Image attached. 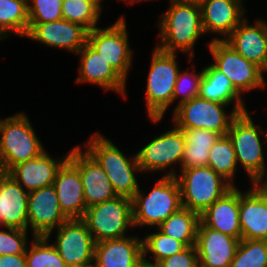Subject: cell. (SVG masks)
<instances>
[{
  "instance_id": "6da1fadb",
  "label": "cell",
  "mask_w": 267,
  "mask_h": 267,
  "mask_svg": "<svg viewBox=\"0 0 267 267\" xmlns=\"http://www.w3.org/2000/svg\"><path fill=\"white\" fill-rule=\"evenodd\" d=\"M168 7L158 18L156 47L169 53L179 52L189 61L195 57V46L206 37L199 6L169 0ZM202 36V37H201Z\"/></svg>"
},
{
  "instance_id": "7a4b0ae2",
  "label": "cell",
  "mask_w": 267,
  "mask_h": 267,
  "mask_svg": "<svg viewBox=\"0 0 267 267\" xmlns=\"http://www.w3.org/2000/svg\"><path fill=\"white\" fill-rule=\"evenodd\" d=\"M103 168L117 196L132 199L140 188L138 177L142 171L139 167L137 154L124 153L101 131L90 133L89 138L80 144ZM117 145V146H116Z\"/></svg>"
},
{
  "instance_id": "3957f363",
  "label": "cell",
  "mask_w": 267,
  "mask_h": 267,
  "mask_svg": "<svg viewBox=\"0 0 267 267\" xmlns=\"http://www.w3.org/2000/svg\"><path fill=\"white\" fill-rule=\"evenodd\" d=\"M151 52L143 103L147 111V120L155 126L161 124L163 119L165 121L167 111L172 108L175 83L181 70L178 59L181 57H177L178 53L165 52L156 46Z\"/></svg>"
},
{
  "instance_id": "277c9868",
  "label": "cell",
  "mask_w": 267,
  "mask_h": 267,
  "mask_svg": "<svg viewBox=\"0 0 267 267\" xmlns=\"http://www.w3.org/2000/svg\"><path fill=\"white\" fill-rule=\"evenodd\" d=\"M142 187L132 198L135 231L157 228L182 207L180 187L175 177H157L152 187L150 186L151 190Z\"/></svg>"
},
{
  "instance_id": "5b68a950",
  "label": "cell",
  "mask_w": 267,
  "mask_h": 267,
  "mask_svg": "<svg viewBox=\"0 0 267 267\" xmlns=\"http://www.w3.org/2000/svg\"><path fill=\"white\" fill-rule=\"evenodd\" d=\"M253 114V116L251 115ZM240 113L233 121L227 132L236 153L239 170L251 183L267 167V131L262 124L255 123V110ZM242 170H241V169Z\"/></svg>"
},
{
  "instance_id": "8992f818",
  "label": "cell",
  "mask_w": 267,
  "mask_h": 267,
  "mask_svg": "<svg viewBox=\"0 0 267 267\" xmlns=\"http://www.w3.org/2000/svg\"><path fill=\"white\" fill-rule=\"evenodd\" d=\"M33 126L26 111L0 117V169L8 173L46 150Z\"/></svg>"
},
{
  "instance_id": "52a82bcc",
  "label": "cell",
  "mask_w": 267,
  "mask_h": 267,
  "mask_svg": "<svg viewBox=\"0 0 267 267\" xmlns=\"http://www.w3.org/2000/svg\"><path fill=\"white\" fill-rule=\"evenodd\" d=\"M169 128V129H168ZM162 133L140 145L137 160L142 174L159 173L162 177H175L180 171L186 140L183 131L173 123Z\"/></svg>"
},
{
  "instance_id": "ba28073f",
  "label": "cell",
  "mask_w": 267,
  "mask_h": 267,
  "mask_svg": "<svg viewBox=\"0 0 267 267\" xmlns=\"http://www.w3.org/2000/svg\"><path fill=\"white\" fill-rule=\"evenodd\" d=\"M175 179L180 187L182 207L199 215L233 188L208 166L182 169Z\"/></svg>"
},
{
  "instance_id": "9c48e42d",
  "label": "cell",
  "mask_w": 267,
  "mask_h": 267,
  "mask_svg": "<svg viewBox=\"0 0 267 267\" xmlns=\"http://www.w3.org/2000/svg\"><path fill=\"white\" fill-rule=\"evenodd\" d=\"M82 220L96 243L131 235L129 233L135 231L132 199L116 196L111 200L90 206L86 208Z\"/></svg>"
},
{
  "instance_id": "30bf717a",
  "label": "cell",
  "mask_w": 267,
  "mask_h": 267,
  "mask_svg": "<svg viewBox=\"0 0 267 267\" xmlns=\"http://www.w3.org/2000/svg\"><path fill=\"white\" fill-rule=\"evenodd\" d=\"M125 14L111 25L94 28L88 33L87 43L109 62L127 82L134 65V49L131 48Z\"/></svg>"
},
{
  "instance_id": "8fae6325",
  "label": "cell",
  "mask_w": 267,
  "mask_h": 267,
  "mask_svg": "<svg viewBox=\"0 0 267 267\" xmlns=\"http://www.w3.org/2000/svg\"><path fill=\"white\" fill-rule=\"evenodd\" d=\"M169 112L172 113L171 123L177 128L206 129L221 136L227 135L232 121L240 114L233 106L199 96Z\"/></svg>"
},
{
  "instance_id": "7c38bea8",
  "label": "cell",
  "mask_w": 267,
  "mask_h": 267,
  "mask_svg": "<svg viewBox=\"0 0 267 267\" xmlns=\"http://www.w3.org/2000/svg\"><path fill=\"white\" fill-rule=\"evenodd\" d=\"M206 45L211 63L230 79L244 98L253 90H266L262 69L246 60L225 40H209Z\"/></svg>"
},
{
  "instance_id": "4fadbf2b",
  "label": "cell",
  "mask_w": 267,
  "mask_h": 267,
  "mask_svg": "<svg viewBox=\"0 0 267 267\" xmlns=\"http://www.w3.org/2000/svg\"><path fill=\"white\" fill-rule=\"evenodd\" d=\"M46 237L67 267H93L96 242L82 219H68Z\"/></svg>"
},
{
  "instance_id": "5bb4252c",
  "label": "cell",
  "mask_w": 267,
  "mask_h": 267,
  "mask_svg": "<svg viewBox=\"0 0 267 267\" xmlns=\"http://www.w3.org/2000/svg\"><path fill=\"white\" fill-rule=\"evenodd\" d=\"M79 65L75 83L98 86L106 92H115L122 97L123 101L128 99L127 82L114 70V68L86 43L77 53Z\"/></svg>"
},
{
  "instance_id": "9a60e30c",
  "label": "cell",
  "mask_w": 267,
  "mask_h": 267,
  "mask_svg": "<svg viewBox=\"0 0 267 267\" xmlns=\"http://www.w3.org/2000/svg\"><path fill=\"white\" fill-rule=\"evenodd\" d=\"M68 160L79 170L86 208L117 196L103 168L80 144L73 145Z\"/></svg>"
},
{
  "instance_id": "2e32d148",
  "label": "cell",
  "mask_w": 267,
  "mask_h": 267,
  "mask_svg": "<svg viewBox=\"0 0 267 267\" xmlns=\"http://www.w3.org/2000/svg\"><path fill=\"white\" fill-rule=\"evenodd\" d=\"M89 31L65 19L42 24H29L26 38L46 48L60 49L76 55L87 43Z\"/></svg>"
},
{
  "instance_id": "e0dca14e",
  "label": "cell",
  "mask_w": 267,
  "mask_h": 267,
  "mask_svg": "<svg viewBox=\"0 0 267 267\" xmlns=\"http://www.w3.org/2000/svg\"><path fill=\"white\" fill-rule=\"evenodd\" d=\"M67 220L59 206L54 185L28 193L27 230L33 236H47Z\"/></svg>"
},
{
  "instance_id": "ac0fdd59",
  "label": "cell",
  "mask_w": 267,
  "mask_h": 267,
  "mask_svg": "<svg viewBox=\"0 0 267 267\" xmlns=\"http://www.w3.org/2000/svg\"><path fill=\"white\" fill-rule=\"evenodd\" d=\"M245 0H206L200 7L202 25L211 41L225 40L249 14ZM210 35V36H209Z\"/></svg>"
},
{
  "instance_id": "d6986e66",
  "label": "cell",
  "mask_w": 267,
  "mask_h": 267,
  "mask_svg": "<svg viewBox=\"0 0 267 267\" xmlns=\"http://www.w3.org/2000/svg\"><path fill=\"white\" fill-rule=\"evenodd\" d=\"M248 19L247 15L225 41L263 70L267 62V17H256L253 24Z\"/></svg>"
},
{
  "instance_id": "ffe728a7",
  "label": "cell",
  "mask_w": 267,
  "mask_h": 267,
  "mask_svg": "<svg viewBox=\"0 0 267 267\" xmlns=\"http://www.w3.org/2000/svg\"><path fill=\"white\" fill-rule=\"evenodd\" d=\"M138 234L95 243L93 267H145L142 235Z\"/></svg>"
},
{
  "instance_id": "44dd1931",
  "label": "cell",
  "mask_w": 267,
  "mask_h": 267,
  "mask_svg": "<svg viewBox=\"0 0 267 267\" xmlns=\"http://www.w3.org/2000/svg\"><path fill=\"white\" fill-rule=\"evenodd\" d=\"M240 239L213 230L201 221L197 227L196 249L200 267H230Z\"/></svg>"
},
{
  "instance_id": "7402d4cb",
  "label": "cell",
  "mask_w": 267,
  "mask_h": 267,
  "mask_svg": "<svg viewBox=\"0 0 267 267\" xmlns=\"http://www.w3.org/2000/svg\"><path fill=\"white\" fill-rule=\"evenodd\" d=\"M46 149L39 156L14 166L10 174L28 193L54 184L58 169L68 159L69 152L57 157Z\"/></svg>"
},
{
  "instance_id": "603a6c76",
  "label": "cell",
  "mask_w": 267,
  "mask_h": 267,
  "mask_svg": "<svg viewBox=\"0 0 267 267\" xmlns=\"http://www.w3.org/2000/svg\"><path fill=\"white\" fill-rule=\"evenodd\" d=\"M246 188L239 187L242 239L267 240V200L252 185Z\"/></svg>"
},
{
  "instance_id": "cb8c5ba5",
  "label": "cell",
  "mask_w": 267,
  "mask_h": 267,
  "mask_svg": "<svg viewBox=\"0 0 267 267\" xmlns=\"http://www.w3.org/2000/svg\"><path fill=\"white\" fill-rule=\"evenodd\" d=\"M54 187L61 211L68 219H82L86 211L79 170L67 159L58 169Z\"/></svg>"
},
{
  "instance_id": "d4e9b609",
  "label": "cell",
  "mask_w": 267,
  "mask_h": 267,
  "mask_svg": "<svg viewBox=\"0 0 267 267\" xmlns=\"http://www.w3.org/2000/svg\"><path fill=\"white\" fill-rule=\"evenodd\" d=\"M200 221L213 230L241 240L238 185L202 212Z\"/></svg>"
},
{
  "instance_id": "484cf974",
  "label": "cell",
  "mask_w": 267,
  "mask_h": 267,
  "mask_svg": "<svg viewBox=\"0 0 267 267\" xmlns=\"http://www.w3.org/2000/svg\"><path fill=\"white\" fill-rule=\"evenodd\" d=\"M28 192L6 174L0 186V225L27 230Z\"/></svg>"
},
{
  "instance_id": "4316f807",
  "label": "cell",
  "mask_w": 267,
  "mask_h": 267,
  "mask_svg": "<svg viewBox=\"0 0 267 267\" xmlns=\"http://www.w3.org/2000/svg\"><path fill=\"white\" fill-rule=\"evenodd\" d=\"M198 96L233 106L239 113L248 111L245 98L234 88L230 79L211 62L203 67Z\"/></svg>"
},
{
  "instance_id": "83f0119b",
  "label": "cell",
  "mask_w": 267,
  "mask_h": 267,
  "mask_svg": "<svg viewBox=\"0 0 267 267\" xmlns=\"http://www.w3.org/2000/svg\"><path fill=\"white\" fill-rule=\"evenodd\" d=\"M178 129L183 131L186 140L180 170L208 166L209 151L221 135L206 129Z\"/></svg>"
},
{
  "instance_id": "f1b7e54d",
  "label": "cell",
  "mask_w": 267,
  "mask_h": 267,
  "mask_svg": "<svg viewBox=\"0 0 267 267\" xmlns=\"http://www.w3.org/2000/svg\"><path fill=\"white\" fill-rule=\"evenodd\" d=\"M29 30L27 0H0V41L25 37Z\"/></svg>"
},
{
  "instance_id": "f546056e",
  "label": "cell",
  "mask_w": 267,
  "mask_h": 267,
  "mask_svg": "<svg viewBox=\"0 0 267 267\" xmlns=\"http://www.w3.org/2000/svg\"><path fill=\"white\" fill-rule=\"evenodd\" d=\"M143 232V262L145 267H153L162 259L173 256L186 248L182 242L162 233L158 228H151Z\"/></svg>"
},
{
  "instance_id": "4dcf8cb0",
  "label": "cell",
  "mask_w": 267,
  "mask_h": 267,
  "mask_svg": "<svg viewBox=\"0 0 267 267\" xmlns=\"http://www.w3.org/2000/svg\"><path fill=\"white\" fill-rule=\"evenodd\" d=\"M200 215L181 207L172 213L157 228L164 234L182 242L186 247L196 245L197 227Z\"/></svg>"
},
{
  "instance_id": "1f68e13d",
  "label": "cell",
  "mask_w": 267,
  "mask_h": 267,
  "mask_svg": "<svg viewBox=\"0 0 267 267\" xmlns=\"http://www.w3.org/2000/svg\"><path fill=\"white\" fill-rule=\"evenodd\" d=\"M208 167L213 169L233 187H236L235 181L237 182L236 178H238L237 174L240 170L235 150L228 135L220 136L211 147Z\"/></svg>"
},
{
  "instance_id": "d6a6232c",
  "label": "cell",
  "mask_w": 267,
  "mask_h": 267,
  "mask_svg": "<svg viewBox=\"0 0 267 267\" xmlns=\"http://www.w3.org/2000/svg\"><path fill=\"white\" fill-rule=\"evenodd\" d=\"M27 267H67L46 236H34L25 252Z\"/></svg>"
},
{
  "instance_id": "836d02e7",
  "label": "cell",
  "mask_w": 267,
  "mask_h": 267,
  "mask_svg": "<svg viewBox=\"0 0 267 267\" xmlns=\"http://www.w3.org/2000/svg\"><path fill=\"white\" fill-rule=\"evenodd\" d=\"M103 12L88 0H63L62 19L85 27L88 31L99 27Z\"/></svg>"
},
{
  "instance_id": "e575fe53",
  "label": "cell",
  "mask_w": 267,
  "mask_h": 267,
  "mask_svg": "<svg viewBox=\"0 0 267 267\" xmlns=\"http://www.w3.org/2000/svg\"><path fill=\"white\" fill-rule=\"evenodd\" d=\"M194 62L195 59H190L187 61L190 68L179 71L173 93L172 112L182 103L188 102L199 95L200 81L203 76V67H201L202 69L198 72V70H196L197 63Z\"/></svg>"
},
{
  "instance_id": "d590c367",
  "label": "cell",
  "mask_w": 267,
  "mask_h": 267,
  "mask_svg": "<svg viewBox=\"0 0 267 267\" xmlns=\"http://www.w3.org/2000/svg\"><path fill=\"white\" fill-rule=\"evenodd\" d=\"M230 267H267V240L241 239Z\"/></svg>"
},
{
  "instance_id": "8d00e7d4",
  "label": "cell",
  "mask_w": 267,
  "mask_h": 267,
  "mask_svg": "<svg viewBox=\"0 0 267 267\" xmlns=\"http://www.w3.org/2000/svg\"><path fill=\"white\" fill-rule=\"evenodd\" d=\"M32 238L28 230L0 225V255L25 254Z\"/></svg>"
},
{
  "instance_id": "74e56055",
  "label": "cell",
  "mask_w": 267,
  "mask_h": 267,
  "mask_svg": "<svg viewBox=\"0 0 267 267\" xmlns=\"http://www.w3.org/2000/svg\"><path fill=\"white\" fill-rule=\"evenodd\" d=\"M63 0H27L29 24L62 19Z\"/></svg>"
},
{
  "instance_id": "f35d334b",
  "label": "cell",
  "mask_w": 267,
  "mask_h": 267,
  "mask_svg": "<svg viewBox=\"0 0 267 267\" xmlns=\"http://www.w3.org/2000/svg\"><path fill=\"white\" fill-rule=\"evenodd\" d=\"M198 252L196 246L186 247L184 250L175 253L159 261L155 267H198Z\"/></svg>"
},
{
  "instance_id": "ab89813d",
  "label": "cell",
  "mask_w": 267,
  "mask_h": 267,
  "mask_svg": "<svg viewBox=\"0 0 267 267\" xmlns=\"http://www.w3.org/2000/svg\"><path fill=\"white\" fill-rule=\"evenodd\" d=\"M0 267H27L25 254L0 255Z\"/></svg>"
},
{
  "instance_id": "60d3db41",
  "label": "cell",
  "mask_w": 267,
  "mask_h": 267,
  "mask_svg": "<svg viewBox=\"0 0 267 267\" xmlns=\"http://www.w3.org/2000/svg\"><path fill=\"white\" fill-rule=\"evenodd\" d=\"M251 185L267 200V167Z\"/></svg>"
},
{
  "instance_id": "b9f144b4",
  "label": "cell",
  "mask_w": 267,
  "mask_h": 267,
  "mask_svg": "<svg viewBox=\"0 0 267 267\" xmlns=\"http://www.w3.org/2000/svg\"><path fill=\"white\" fill-rule=\"evenodd\" d=\"M174 1L185 3V4H190V5H196L199 7H201L206 2V0H174Z\"/></svg>"
},
{
  "instance_id": "7bdbcfd3",
  "label": "cell",
  "mask_w": 267,
  "mask_h": 267,
  "mask_svg": "<svg viewBox=\"0 0 267 267\" xmlns=\"http://www.w3.org/2000/svg\"><path fill=\"white\" fill-rule=\"evenodd\" d=\"M117 2L118 1H122V2H124V4H127V6H134V4H137L138 5V3L139 4H142L143 2H147V0H116ZM142 2V3H141Z\"/></svg>"
},
{
  "instance_id": "ee69618b",
  "label": "cell",
  "mask_w": 267,
  "mask_h": 267,
  "mask_svg": "<svg viewBox=\"0 0 267 267\" xmlns=\"http://www.w3.org/2000/svg\"><path fill=\"white\" fill-rule=\"evenodd\" d=\"M88 1L94 3L102 12L104 11V9H103V8H105L103 5V4H105L104 0H88Z\"/></svg>"
},
{
  "instance_id": "f6af8a7d",
  "label": "cell",
  "mask_w": 267,
  "mask_h": 267,
  "mask_svg": "<svg viewBox=\"0 0 267 267\" xmlns=\"http://www.w3.org/2000/svg\"><path fill=\"white\" fill-rule=\"evenodd\" d=\"M262 72H263V78H264V82H265V86L267 87V62H266V64H265V66H264V68H263V70H262ZM266 77V78H265Z\"/></svg>"
},
{
  "instance_id": "bcb514c9",
  "label": "cell",
  "mask_w": 267,
  "mask_h": 267,
  "mask_svg": "<svg viewBox=\"0 0 267 267\" xmlns=\"http://www.w3.org/2000/svg\"><path fill=\"white\" fill-rule=\"evenodd\" d=\"M7 174L4 170L0 169V186H1V180L2 178Z\"/></svg>"
},
{
  "instance_id": "7dc6e473",
  "label": "cell",
  "mask_w": 267,
  "mask_h": 267,
  "mask_svg": "<svg viewBox=\"0 0 267 267\" xmlns=\"http://www.w3.org/2000/svg\"><path fill=\"white\" fill-rule=\"evenodd\" d=\"M148 1H149V2H154V1H157V0H147V2H148ZM158 1H159V0H158Z\"/></svg>"
}]
</instances>
